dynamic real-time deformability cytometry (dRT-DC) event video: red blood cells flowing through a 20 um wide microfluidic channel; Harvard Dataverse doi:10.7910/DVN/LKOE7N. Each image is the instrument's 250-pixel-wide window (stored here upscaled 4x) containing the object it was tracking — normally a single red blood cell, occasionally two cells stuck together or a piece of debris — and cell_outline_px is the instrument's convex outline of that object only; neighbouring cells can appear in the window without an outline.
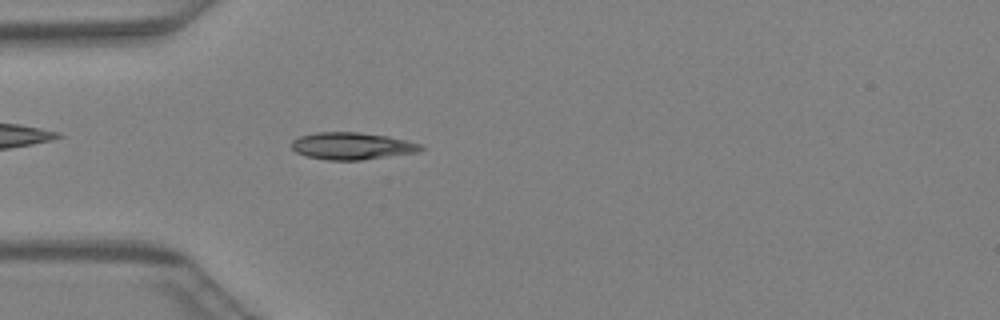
{"species": "Egyptian fruit bat (a non-hibernating species)", "species_latin": "Rousettus aegyptiacus", "temperature_condition": "warm", "stored_images_in_passage": 42, "camera_frame_rate_fps": 3000, "um_per_image_px": 0.085, "animal": {"sex": "female"}, "frame": {"image": 1, "passage_image": 10, "time_ms": 3.0, "image_size_px": [1000, 320], "cell_outline_px": [[424, 148], [420, 152], [360, 160], [328, 160], [304, 156], [296, 152], [292, 148], [292, 140], [300, 136], [316, 132], [360, 132], [388, 136], [424, 144]], "centroid_in_image_um": [29.95, 12.41], "position_along_channel_um": 55.1, "area_um2": 20.63}}
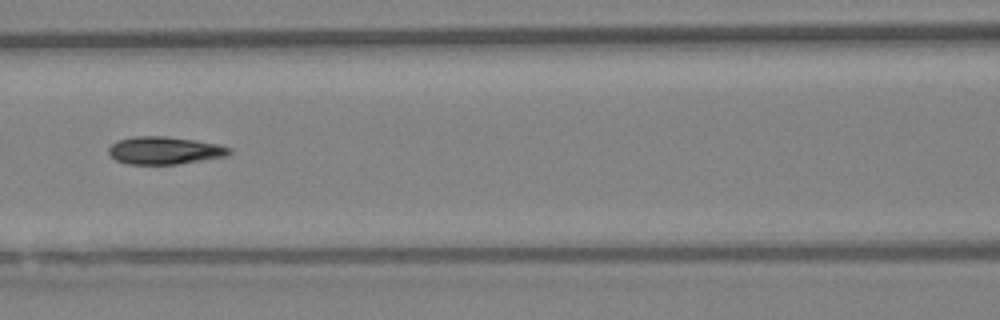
{"frame": {"image": 2, "passage_image": 17, "time_ms": 5.333, "image_size_px": [1000, 320], "cell_outline_px": [[232, 152], [228, 156], [176, 164], [128, 164], [116, 160], [108, 152], [108, 148], [112, 144], [120, 140], [132, 136], [164, 136], [196, 140], [220, 144], [232, 148]], "centroid_in_image_um": [14.03, 12.78], "position_along_channel_um": 152.6, "area_um2": 19.48}}
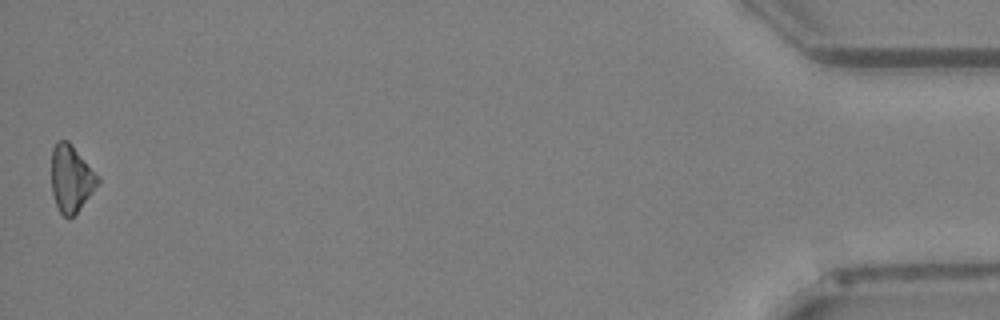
{"frame": {"image": 3, "passage_image": 42, "time_ms": 13.667, "image_size_px": [1000, 320], "cell_outline_px": [[100, 180], [92, 192], [76, 212], [68, 220], [60, 212], [56, 204], [52, 192], [52, 148], [56, 140], [68, 140], [72, 144], [100, 176]], "centroid_in_image_um": [6.05, 15.13], "position_along_channel_um": 429.2, "area_um2": 18.03}}